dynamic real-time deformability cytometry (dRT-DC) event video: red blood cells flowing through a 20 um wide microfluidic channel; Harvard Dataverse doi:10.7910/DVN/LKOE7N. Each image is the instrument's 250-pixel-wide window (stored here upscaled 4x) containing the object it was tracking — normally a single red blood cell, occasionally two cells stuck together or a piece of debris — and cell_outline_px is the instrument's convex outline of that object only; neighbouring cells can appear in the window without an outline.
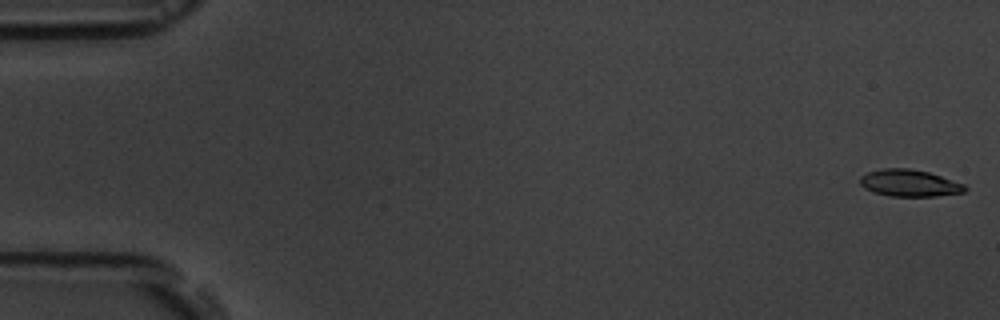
{"species": "common noctule bat (a hibernating species)", "species_latin": "Nyctalus noctula", "temperature_condition": "room temperature", "stored_images_in_passage": 15, "camera_frame_rate_fps": 3000, "um_per_image_px": 0.085, "animal": {"sex": "male", "body_mass_g": 19.5, "forearm_length_mm": 54.6}, "frame": {"image": 1, "passage_image": 1, "time_ms": 0.0, "image_size_px": [1000, 320], "cell_outline_px": [[968, 188], [964, 192], [936, 196], [892, 196], [872, 192], [864, 188], [860, 184], [860, 176], [868, 172], [884, 168], [908, 168], [928, 172], [964, 184]], "centroid_in_image_um": [77.28, 15.56], "position_along_channel_um": 7.7, "area_um2": 16.36}}
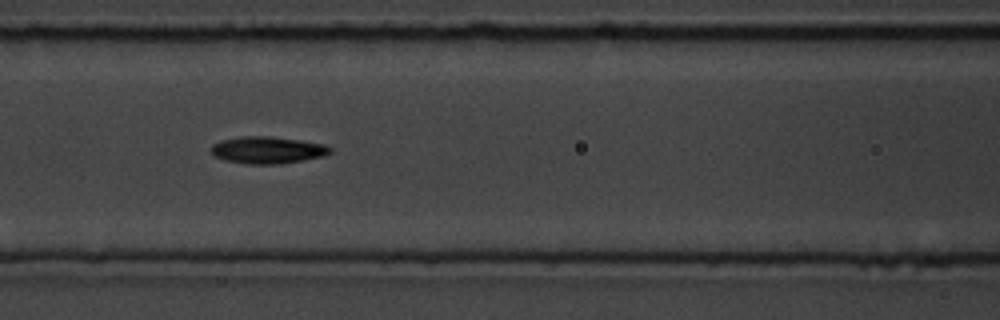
{"frame": {"image": 2, "passage_image": 7, "time_ms": 7.667, "image_size_px": [1000, 320], "cell_outline_px": [[332, 152], [324, 156], [280, 164], [244, 164], [224, 160], [212, 156], [208, 148], [212, 144], [220, 140], [240, 136], [268, 136], [300, 140], [324, 144], [332, 148]], "centroid_in_image_um": [22.67, 12.75], "position_along_channel_um": 143.9, "area_um2": 19.07}}
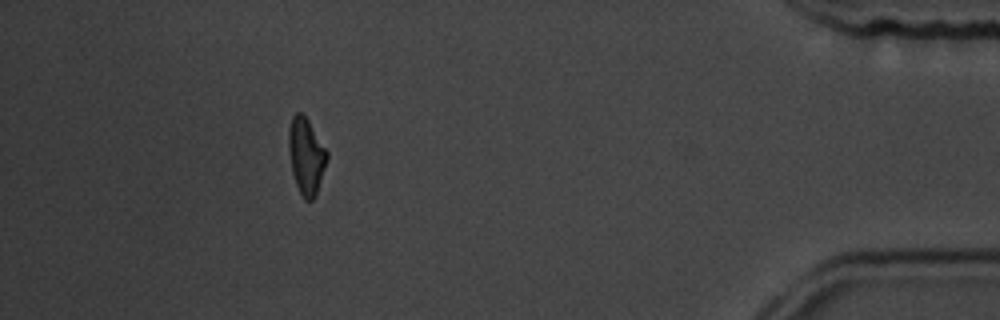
{"frame": {"image": 3, "passage_image": 14, "time_ms": 16.333, "image_size_px": [1000, 320], "cell_outline_px": [[328, 156], [316, 192], [312, 200], [304, 200], [296, 184], [292, 172], [288, 148], [288, 128], [292, 116], [296, 112], [300, 112], [308, 120], [328, 152]], "centroid_in_image_um": [25.99, 13.22], "position_along_channel_um": 409.2, "area_um2": 16.76}, "authors_computed_cell_mechanics": {"area_um2": 17.3978, "velocity_mm_per_s": 3.7024, "shape_relaxation_time_tau1_ms": 3.6926, "shape_relaxation_time_tau2_ms": 5.037, "deformation_change_tau1": 0.1306, "deformation_change_tau2": 0.1032}}